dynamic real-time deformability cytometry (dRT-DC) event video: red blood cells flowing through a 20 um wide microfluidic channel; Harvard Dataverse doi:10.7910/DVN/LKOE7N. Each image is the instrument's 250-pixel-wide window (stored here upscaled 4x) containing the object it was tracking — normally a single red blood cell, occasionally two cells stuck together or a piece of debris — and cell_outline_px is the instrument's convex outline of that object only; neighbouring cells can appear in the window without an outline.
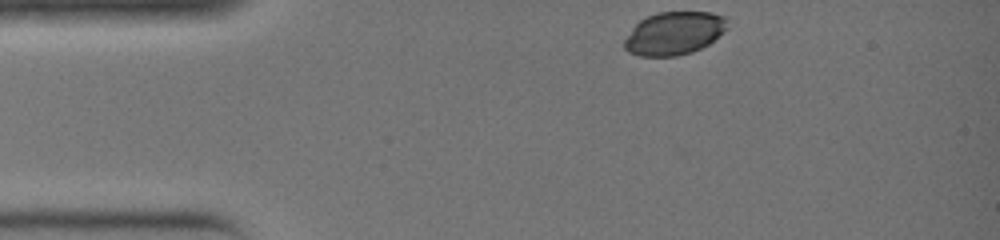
{"species": "common noctule bat (a hibernating species)", "species_latin": "Nyctalus noctula", "temperature_condition": "warm", "stored_images_in_passage": 27, "camera_frame_rate_fps": 3000, "um_per_image_px": 0.085, "animal": {"sex": "female", "body_mass_g": 19.0, "forearm_length_mm": 51.5}, "frame": {"image": 1, "passage_image": 1, "time_ms": 0.0, "image_size_px": [1000, 240], "cell_outline_px": [[728, 28], [708, 44], [692, 52], [676, 56], [640, 56], [628, 52], [624, 48], [624, 40], [632, 28], [640, 20], [656, 12], [712, 12], [724, 16]], "centroid_in_image_um": [57.28, 2.83], "position_along_channel_um": 27.7, "area_um2": 25.78}}
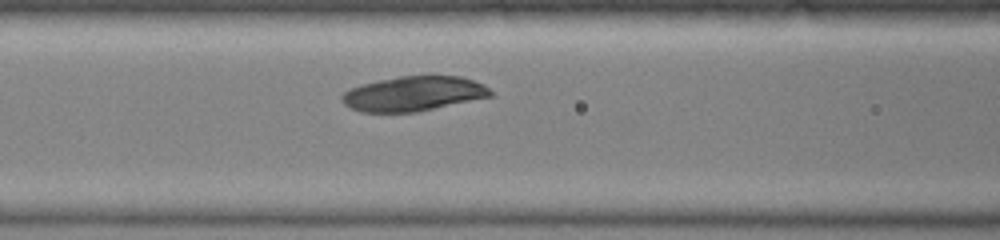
{"frame": {"image": 2, "passage_image": 10, "time_ms": 3.0, "image_size_px": [1000, 240], "cell_outline_px": [[492, 96], [416, 112], [360, 112], [344, 104], [340, 100], [340, 96], [344, 92], [360, 84], [400, 76], [460, 76], [484, 84], [492, 92]], "centroid_in_image_um": [35.12, 7.96], "position_along_channel_um": 131.5, "area_um2": 29.94}}
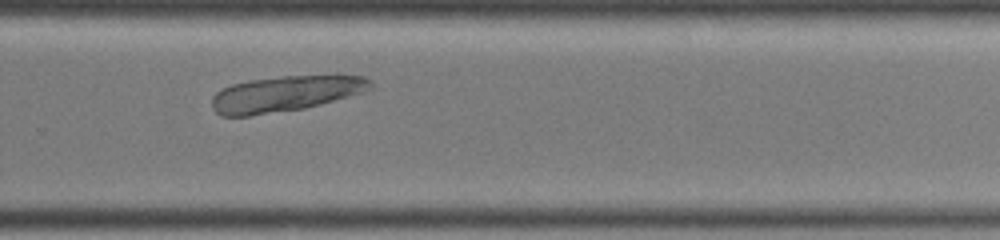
{"frame": {"image": 3, "passage_image": 20, "time_ms": 6.333, "image_size_px": [1000, 240], "cell_outline_px": [[372, 88], [348, 96], [320, 104], [304, 108], [248, 116], [220, 116], [212, 108], [212, 96], [216, 92], [232, 84], [248, 80], [280, 76], [368, 76], [372, 80]], "centroid_in_image_um": [24.2, 7.97], "position_along_channel_um": 305.6, "area_um2": 32.71}}